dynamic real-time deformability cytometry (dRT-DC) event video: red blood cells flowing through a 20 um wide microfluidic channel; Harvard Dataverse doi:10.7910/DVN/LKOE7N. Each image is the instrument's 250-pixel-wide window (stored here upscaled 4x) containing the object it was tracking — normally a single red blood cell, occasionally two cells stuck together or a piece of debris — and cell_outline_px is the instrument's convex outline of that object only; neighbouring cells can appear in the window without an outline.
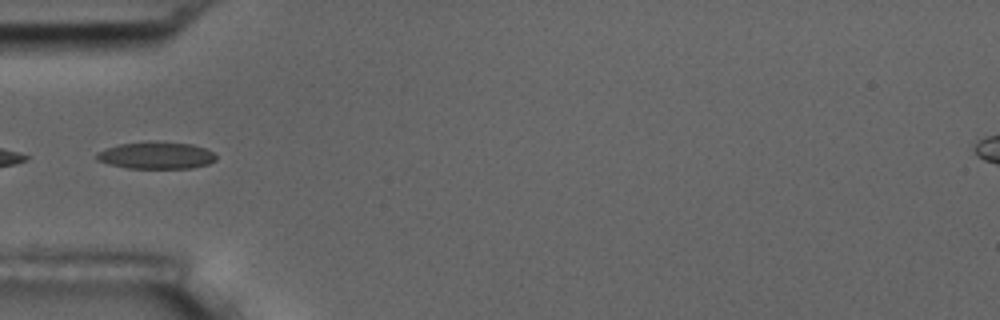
{"species": "common noctule bat (a hibernating species)", "species_latin": "Nyctalus noctula", "temperature_condition": "room temperature", "stored_images_in_passage": 9, "camera_frame_rate_fps": 3000, "um_per_image_px": 0.085, "animal": {"sex": "male", "body_mass_g": 17.5, "forearm_length_mm": 52.3}, "frame": {"image": 1, "passage_image": 6, "time_ms": 1.667, "image_size_px": [1000, 320], "cell_outline_px": [[216, 160], [208, 164], [192, 168], [128, 168], [108, 164], [96, 160], [96, 152], [104, 148], [120, 144], [148, 140], [156, 140], [192, 144], [204, 148], [212, 152], [216, 156]], "centroid_in_image_um": [13.24, 13.19], "position_along_channel_um": 71.8, "area_um2": 19.19}}
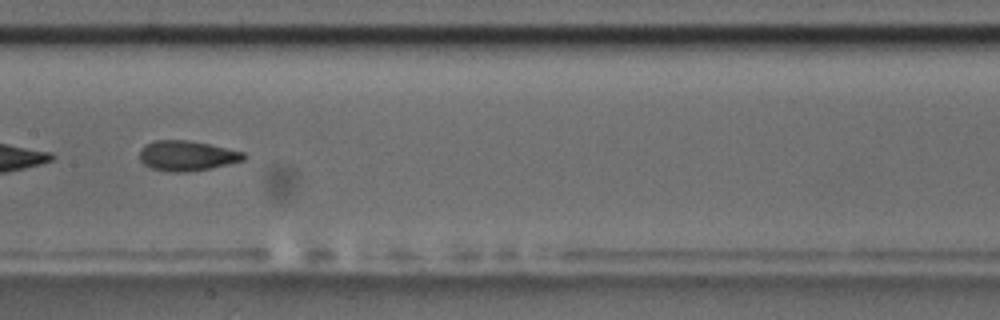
{"frame": {"image": 2, "passage_image": 9, "time_ms": 2.667, "image_size_px": [1000, 320], "cell_outline_px": [[248, 156], [244, 160], [212, 168], [184, 172], [172, 172], [152, 168], [144, 164], [140, 160], [140, 148], [144, 144], [156, 140], [188, 140], [208, 144], [244, 152]], "centroid_in_image_um": [15.88, 13.23], "position_along_channel_um": 191.5, "area_um2": 18.26}}